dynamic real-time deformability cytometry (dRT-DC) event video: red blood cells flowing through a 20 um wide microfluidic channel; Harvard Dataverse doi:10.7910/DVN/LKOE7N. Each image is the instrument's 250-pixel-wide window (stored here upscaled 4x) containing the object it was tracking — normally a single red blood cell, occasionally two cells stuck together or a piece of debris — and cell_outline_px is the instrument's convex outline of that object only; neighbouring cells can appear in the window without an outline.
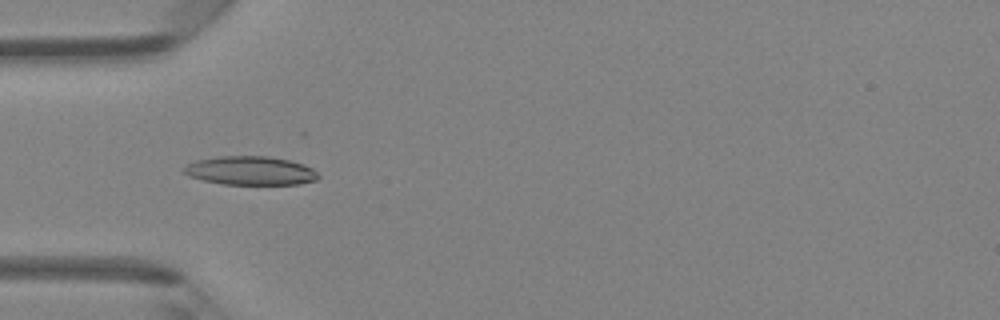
{"species": "Egyptian fruit bat (a non-hibernating species)", "species_latin": "Rousettus aegyptiacus", "temperature_condition": "room temperature", "stored_images_in_passage": 47, "camera_frame_rate_fps": 3000, "um_per_image_px": 0.085, "animal": {"sex": "female"}, "frame": {"image": 1, "passage_image": 15, "time_ms": 4.667, "image_size_px": [1000, 320], "cell_outline_px": [[320, 176], [316, 180], [300, 184], [224, 184], [204, 180], [188, 176], [180, 168], [184, 164], [196, 160], [220, 156], [268, 156], [288, 160], [304, 164], [312, 168]], "centroid_in_image_um": [21.25, 14.5], "position_along_channel_um": 63.7, "area_um2": 22.6}}
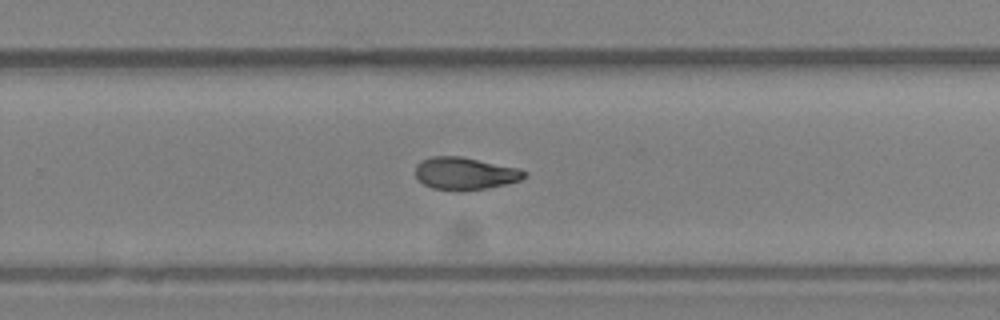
{"frame": {"image": 2, "passage_image": 31, "time_ms": 10.0, "image_size_px": [1000, 320], "cell_outline_px": [[528, 176], [520, 180], [508, 184], [488, 188], [432, 188], [424, 184], [416, 176], [416, 164], [420, 160], [432, 156], [460, 156], [520, 168], [528, 172]], "centroid_in_image_um": [39.58, 14.7], "position_along_channel_um": 290.2, "area_um2": 20.17}}
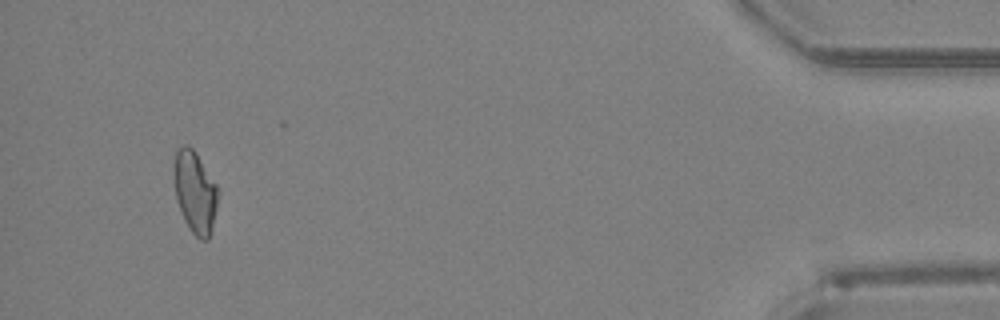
{"frame": {"image": 3, "passage_image": 45, "time_ms": 14.667, "image_size_px": [1000, 320], "cell_outline_px": [[220, 192], [208, 240], [200, 240], [188, 228], [184, 220], [176, 200], [172, 176], [172, 168], [176, 152], [184, 144], [188, 144], [196, 152], [216, 184]], "centroid_in_image_um": [16.55, 16.3], "position_along_channel_um": 418.7, "area_um2": 21.33}, "authors_computed_cell_mechanics": {"area_um2": 21.1548, "velocity_mm_per_s": 4.2674, "shape_relaxation_time_tau1_ms": 10.369, "shape_relaxation_time_tau2_ms": 3.1679, "deformation_change_tau1": 0.2548, "deformation_change_tau2": 0.0954}}